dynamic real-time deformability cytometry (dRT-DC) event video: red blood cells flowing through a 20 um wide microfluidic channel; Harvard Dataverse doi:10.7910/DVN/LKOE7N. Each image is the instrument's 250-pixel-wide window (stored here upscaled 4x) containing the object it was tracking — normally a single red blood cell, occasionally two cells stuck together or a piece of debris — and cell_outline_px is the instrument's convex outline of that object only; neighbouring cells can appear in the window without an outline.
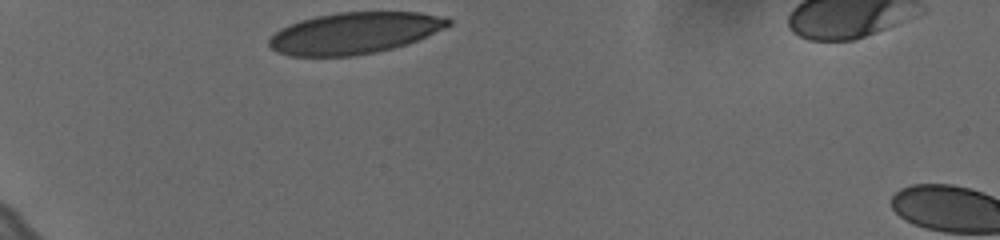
{"species": "human", "species_latin": "Homo sapiens", "temperature_condition": "cold", "stored_images_in_passage": 3, "camera_frame_rate_fps": 3000, "um_per_image_px": 0.085, "donor": {"sex": "female"}, "frame": {"image": 1, "passage_image": 1, "time_ms": 0.0, "image_size_px": [1000, 240], "cell_outline_px": [[452, 24], [444, 28], [416, 40], [392, 48], [376, 52], [352, 56], [292, 56], [276, 52], [268, 44], [268, 40], [280, 28], [288, 24], [300, 20], [316, 16], [336, 12], [420, 12], [448, 16], [452, 20]], "centroid_in_image_um": [30.13, 2.8], "position_along_channel_um": 54.9, "area_um2": 43.35}}
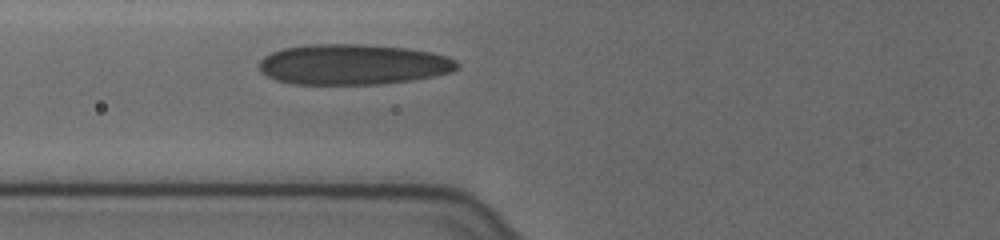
{"frame": {"image": 2, "passage_image": 3, "time_ms": 0.667, "image_size_px": [1000, 240], "cell_outline_px": [[456, 68], [452, 72], [412, 80], [376, 84], [292, 84], [276, 80], [260, 72], [260, 60], [264, 56], [272, 52], [284, 48], [308, 44], [364, 44], [404, 48], [432, 52], [448, 56], [456, 60]], "centroid_in_image_um": [29.98, 5.47], "position_along_channel_um": 95.8, "area_um2": 46.64}}